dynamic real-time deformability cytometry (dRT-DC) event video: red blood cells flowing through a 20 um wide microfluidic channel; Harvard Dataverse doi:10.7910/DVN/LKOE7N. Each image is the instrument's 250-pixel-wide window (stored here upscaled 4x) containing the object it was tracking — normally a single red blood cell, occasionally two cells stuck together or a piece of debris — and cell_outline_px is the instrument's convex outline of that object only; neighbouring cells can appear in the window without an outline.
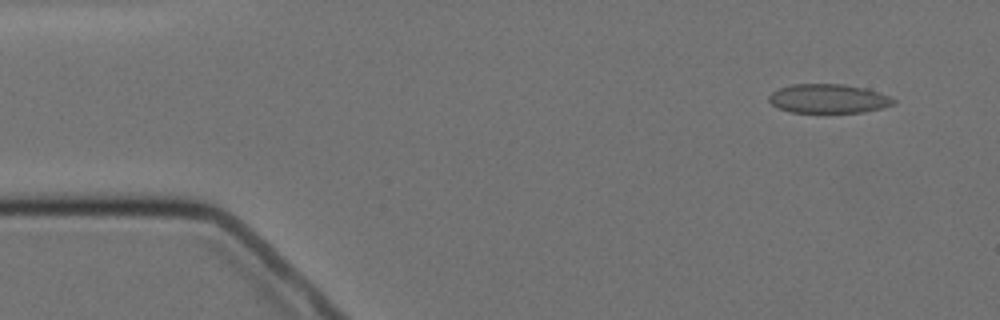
{"species": "Egyptian fruit bat (a non-hibernating species)", "species_latin": "Rousettus aegyptiacus", "temperature_condition": "cold", "stored_images_in_passage": 5, "camera_frame_rate_fps": 3000, "um_per_image_px": 0.085, "animal": {"sex": "female"}, "frame": {"image": 1, "passage_image": 1, "time_ms": 0.0, "image_size_px": [1000, 320], "cell_outline_px": [[896, 104], [864, 112], [788, 112], [772, 104], [768, 100], [768, 96], [772, 92], [780, 88], [792, 84], [844, 84], [864, 88], [888, 96], [896, 100]], "centroid_in_image_um": [70.39, 8.38], "position_along_channel_um": 14.6, "area_um2": 20.92}}
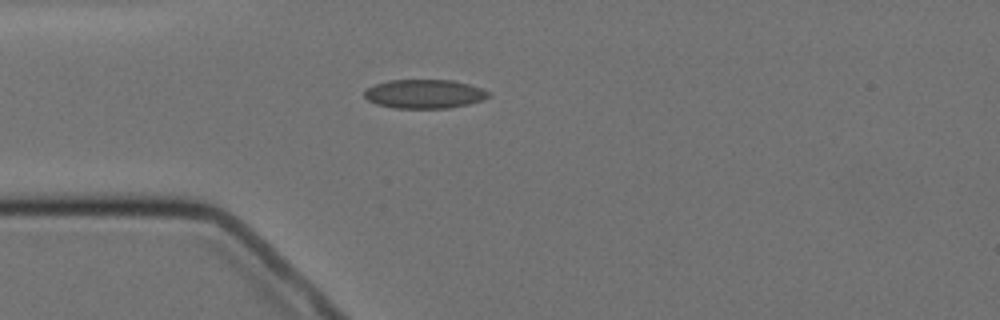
{"frame": {"image": 2, "passage_image": 4, "time_ms": 3.333, "image_size_px": [1000, 320], "cell_outline_px": [[492, 92], [484, 100], [468, 104], [448, 108], [392, 108], [376, 104], [368, 100], [364, 96], [364, 92], [368, 88], [376, 84], [388, 80], [452, 80], [468, 84]], "centroid_in_image_um": [36.08, 7.99], "position_along_channel_um": 48.9, "area_um2": 20.92}}